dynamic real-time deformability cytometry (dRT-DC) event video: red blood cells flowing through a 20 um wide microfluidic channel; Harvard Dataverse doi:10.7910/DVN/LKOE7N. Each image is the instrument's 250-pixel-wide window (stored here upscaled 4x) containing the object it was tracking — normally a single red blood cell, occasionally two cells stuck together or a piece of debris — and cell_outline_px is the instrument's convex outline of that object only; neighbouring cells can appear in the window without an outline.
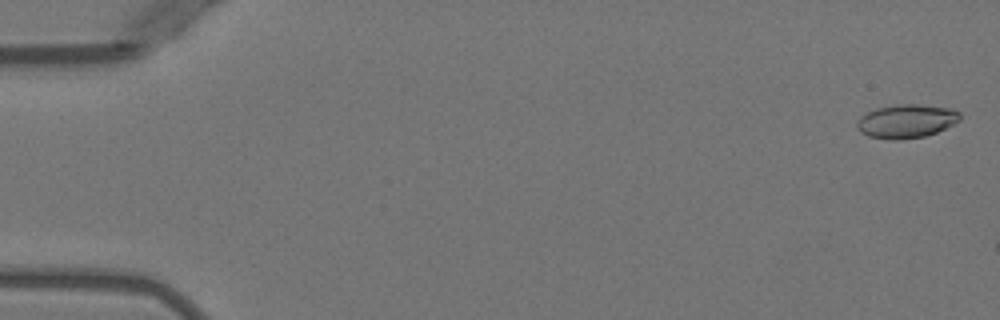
{"species": "Egyptian fruit bat (a non-hibernating species)", "species_latin": "Rousettus aegyptiacus", "temperature_condition": "warm", "stored_images_in_passage": 3, "camera_frame_rate_fps": 3000, "um_per_image_px": 0.085, "animal": {"sex": "female"}, "frame": {"image": 1, "passage_image": 1, "time_ms": 0.0, "image_size_px": [1000, 320], "cell_outline_px": [[960, 120], [936, 132], [924, 136], [900, 140], [892, 140], [868, 136], [860, 132], [856, 128], [856, 124], [860, 116], [876, 108], [896, 104], [916, 104], [952, 108], [960, 112]], "centroid_in_image_um": [77.01, 10.29], "position_along_channel_um": 8.0, "area_um2": 20.23}}